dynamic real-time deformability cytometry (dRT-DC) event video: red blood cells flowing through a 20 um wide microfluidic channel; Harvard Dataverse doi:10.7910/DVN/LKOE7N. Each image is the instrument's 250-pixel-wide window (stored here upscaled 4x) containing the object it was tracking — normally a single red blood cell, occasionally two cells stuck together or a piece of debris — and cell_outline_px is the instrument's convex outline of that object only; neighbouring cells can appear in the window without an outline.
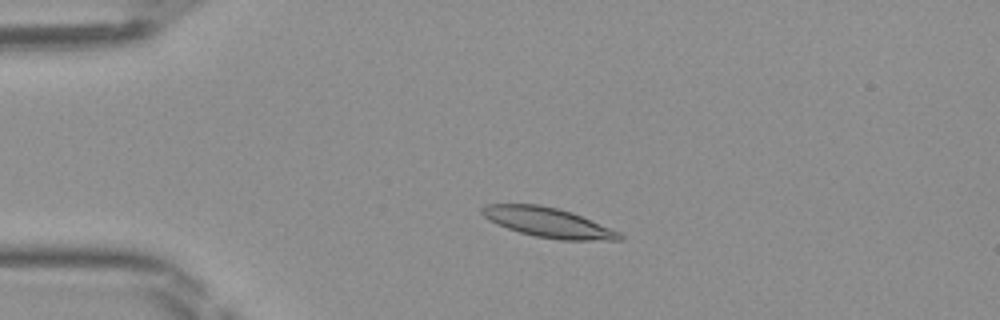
{"species": "Egyptian fruit bat (a non-hibernating species)", "species_latin": "Rousettus aegyptiacus", "temperature_condition": "room temperature", "stored_images_in_passage": 46, "camera_frame_rate_fps": 3000, "um_per_image_px": 0.085, "frame": {"image": 1, "passage_image": 9, "time_ms": 2.667, "image_size_px": [1000, 320], "cell_outline_px": [[624, 240], [560, 240], [536, 236], [520, 232], [496, 224], [488, 220], [480, 212], [480, 208], [484, 204], [540, 204], [572, 212], [620, 232], [624, 236]], "centroid_in_image_um": [46.58, 18.91], "position_along_channel_um": 38.4, "area_um2": 23.81}}
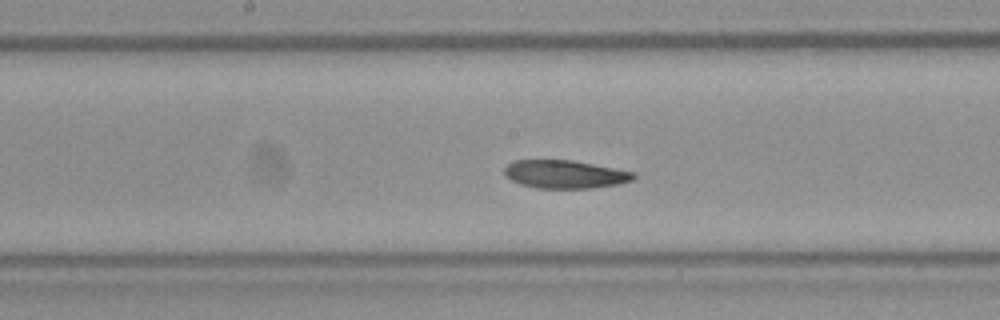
{"frame": {"image": 2, "passage_image": 23, "time_ms": 7.333, "image_size_px": [1000, 320], "cell_outline_px": [[636, 176], [632, 180], [616, 184], [592, 188], [536, 188], [520, 184], [504, 176], [504, 168], [512, 160], [572, 160], [636, 172]], "centroid_in_image_um": [47.99, 14.81], "position_along_channel_um": 200.2, "area_um2": 21.21}}
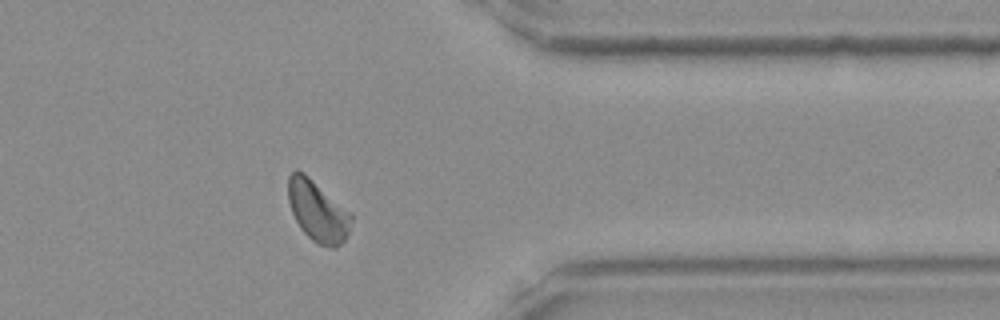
{"frame": {"image": 3, "passage_image": 37, "time_ms": 12.0, "image_size_px": [1000, 320], "cell_outline_px": [[352, 220], [348, 232], [344, 240], [336, 248], [332, 248], [320, 244], [312, 240], [300, 228], [292, 212], [288, 200], [288, 176], [296, 168], [304, 172], [352, 212]], "centroid_in_image_um": [27.01, 17.91], "position_along_channel_um": 384.4, "area_um2": 22.54}}